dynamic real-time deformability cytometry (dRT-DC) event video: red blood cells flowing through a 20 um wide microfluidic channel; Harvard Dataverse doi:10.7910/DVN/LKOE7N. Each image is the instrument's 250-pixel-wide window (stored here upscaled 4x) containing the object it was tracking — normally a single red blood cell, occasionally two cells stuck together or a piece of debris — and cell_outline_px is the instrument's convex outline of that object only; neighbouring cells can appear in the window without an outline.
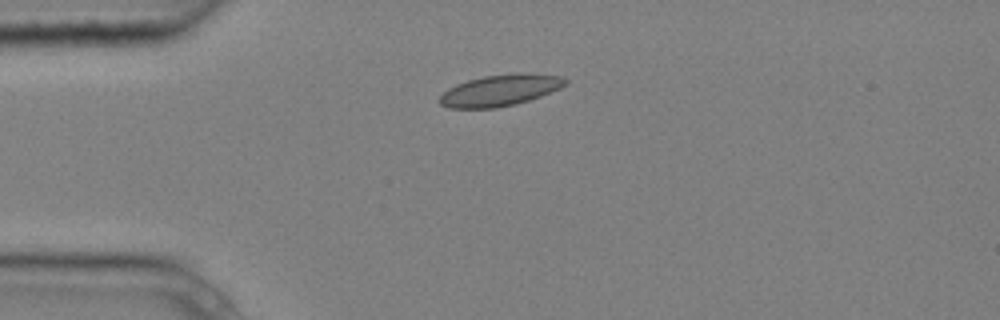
{"species": "common noctule bat (a hibernating species)", "species_latin": "Nyctalus noctula", "temperature_condition": "cold", "stored_images_in_passage": 5, "camera_frame_rate_fps": 3000, "um_per_image_px": 0.085, "animal": {"sex": "male", "body_mass_g": 20.4}, "frame": {"image": 1, "passage_image": 1, "time_ms": 0.0, "image_size_px": [1000, 320], "cell_outline_px": [[568, 84], [560, 88], [540, 96], [516, 104], [496, 108], [448, 108], [440, 104], [436, 100], [448, 88], [456, 84], [468, 80], [484, 76], [512, 72], [528, 72], [564, 76], [568, 80]], "centroid_in_image_um": [42.53, 7.65], "position_along_channel_um": 42.5, "area_um2": 23.41}}
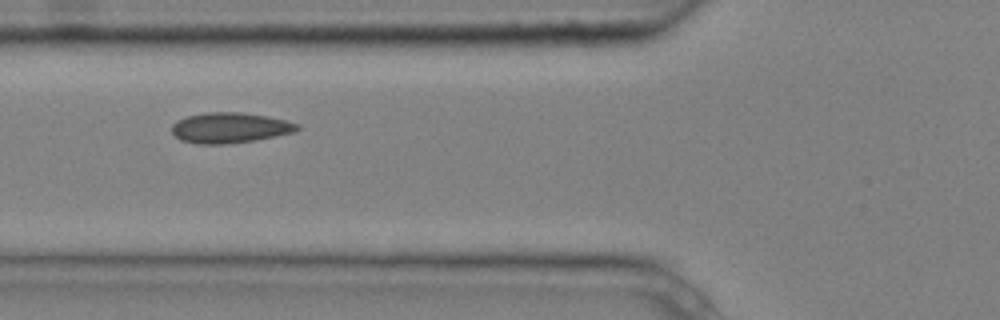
{"frame": {"image": 2, "passage_image": 3, "time_ms": 0.667, "image_size_px": [1000, 320], "cell_outline_px": [[300, 128], [296, 132], [276, 136], [228, 144], [196, 144], [180, 140], [172, 132], [172, 124], [176, 120], [188, 116], [208, 112], [240, 112], [268, 116], [300, 124]], "centroid_in_image_um": [19.54, 10.86], "position_along_channel_um": 106.3, "area_um2": 22.31}}
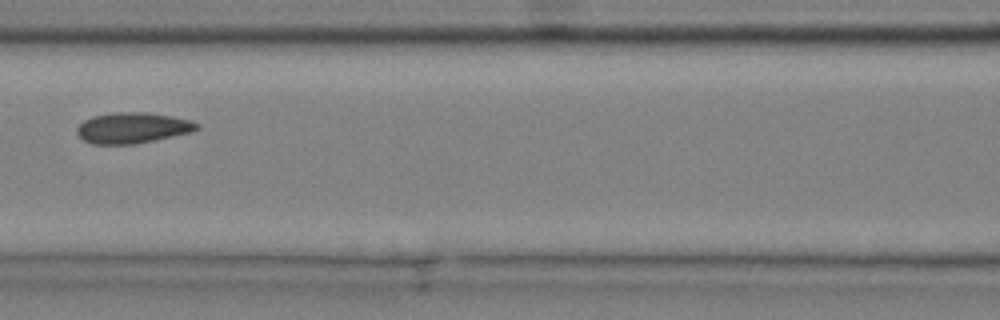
{"frame": {"image": 3, "passage_image": 4, "time_ms": 1.0, "image_size_px": [1000, 320], "cell_outline_px": [[200, 128], [192, 132], [132, 144], [92, 144], [84, 140], [76, 132], [76, 128], [84, 120], [92, 116], [116, 112], [144, 112], [172, 116], [192, 120], [200, 124]], "centroid_in_image_um": [11.28, 10.86], "position_along_channel_um": 155.3, "area_um2": 21.44}}